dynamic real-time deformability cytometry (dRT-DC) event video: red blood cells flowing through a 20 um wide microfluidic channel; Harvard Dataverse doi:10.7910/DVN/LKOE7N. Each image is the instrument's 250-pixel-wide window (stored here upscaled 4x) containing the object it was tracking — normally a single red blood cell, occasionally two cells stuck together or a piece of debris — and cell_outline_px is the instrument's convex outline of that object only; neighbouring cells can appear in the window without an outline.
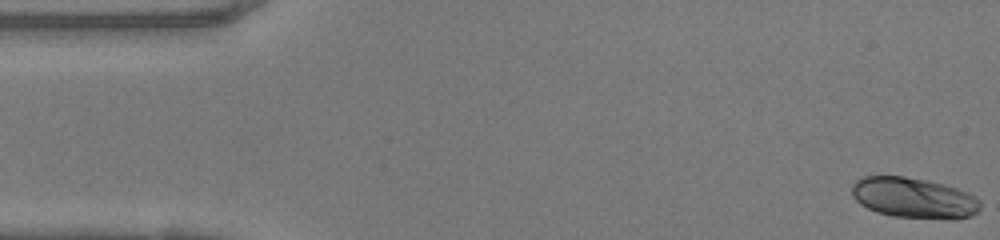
{"species": "human", "species_latin": "Homo sapiens", "temperature_condition": "warm", "stored_images_in_passage": 48, "camera_frame_rate_fps": 3000, "um_per_image_px": 0.085, "donor": {"sex": "female"}, "frame": {"image": 1, "passage_image": 1, "time_ms": 0.0, "image_size_px": [1000, 240], "cell_outline_px": [[980, 208], [976, 212], [968, 216], [956, 220], [892, 216], [876, 212], [860, 204], [852, 196], [852, 184], [856, 180], [864, 176], [904, 176], [944, 184], [968, 192], [976, 196], [980, 200]], "centroid_in_image_um": [77.67, 16.83], "position_along_channel_um": 7.3, "area_um2": 30.52}}
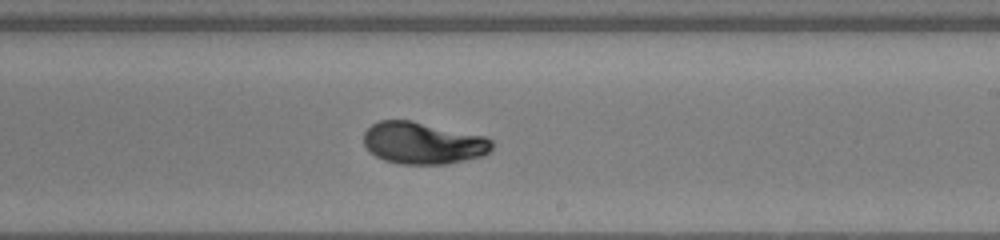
{"frame": {"image": 2, "passage_image": 28, "time_ms": 9.0, "image_size_px": [1000, 240], "cell_outline_px": [[492, 148], [484, 156], [444, 164], [400, 164], [384, 160], [376, 156], [364, 144], [364, 132], [372, 124], [380, 120], [412, 120], [484, 136], [492, 140]], "centroid_in_image_um": [35.96, 12.15], "position_along_channel_um": 253.0, "area_um2": 31.27}}
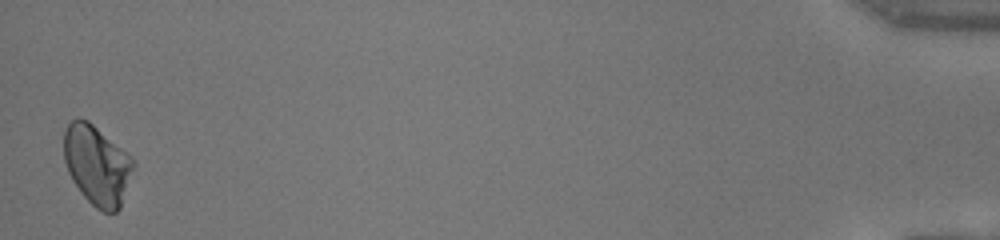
{"frame": {"image": 3, "passage_image": 48, "time_ms": 15.667, "image_size_px": [1000, 240], "cell_outline_px": [[136, 168], [120, 208], [116, 212], [104, 212], [96, 208], [84, 196], [72, 180], [68, 172], [64, 160], [64, 132], [68, 124], [72, 120], [88, 120], [124, 152], [136, 164]], "centroid_in_image_um": [8.26, 14.08], "position_along_channel_um": 426.9, "area_um2": 31.85}, "authors_computed_cell_mechanics": {"area_um2": 31.0097, "velocity_mm_per_s": 4.1634, "shape_relaxation_time_tau1_ms": 3.8011, "shape_relaxation_time_tau2_ms": null, "deformation_change_tau1": 0.1691, "deformation_change_tau2": null}}